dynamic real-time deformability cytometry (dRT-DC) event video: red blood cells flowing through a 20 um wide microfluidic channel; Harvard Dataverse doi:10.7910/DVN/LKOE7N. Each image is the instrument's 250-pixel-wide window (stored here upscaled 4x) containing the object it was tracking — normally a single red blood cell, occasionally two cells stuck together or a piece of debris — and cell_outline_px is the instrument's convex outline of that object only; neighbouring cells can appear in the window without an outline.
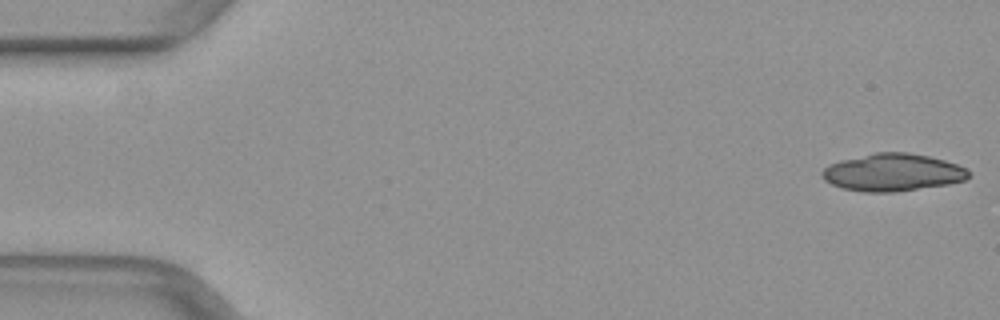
{"species": "common noctule bat (a hibernating species)", "species_latin": "Nyctalus noctula", "temperature_condition": "warm", "stored_images_in_passage": 8, "camera_frame_rate_fps": 3000, "um_per_image_px": 0.085, "animal": {"sex": "female", "body_mass_g": 29.2, "forearm_length_mm": 56.3}, "frame": {"image": 1, "passage_image": 1, "time_ms": 0.0, "image_size_px": [1000, 320], "cell_outline_px": [[968, 176], [964, 180], [948, 184], [892, 192], [864, 192], [844, 188], [832, 184], [824, 180], [820, 176], [820, 172], [828, 164], [840, 160], [876, 152], [908, 152], [928, 156], [944, 160], [968, 168]], "centroid_in_image_um": [75.84, 14.64], "position_along_channel_um": 9.2, "area_um2": 31.91}}